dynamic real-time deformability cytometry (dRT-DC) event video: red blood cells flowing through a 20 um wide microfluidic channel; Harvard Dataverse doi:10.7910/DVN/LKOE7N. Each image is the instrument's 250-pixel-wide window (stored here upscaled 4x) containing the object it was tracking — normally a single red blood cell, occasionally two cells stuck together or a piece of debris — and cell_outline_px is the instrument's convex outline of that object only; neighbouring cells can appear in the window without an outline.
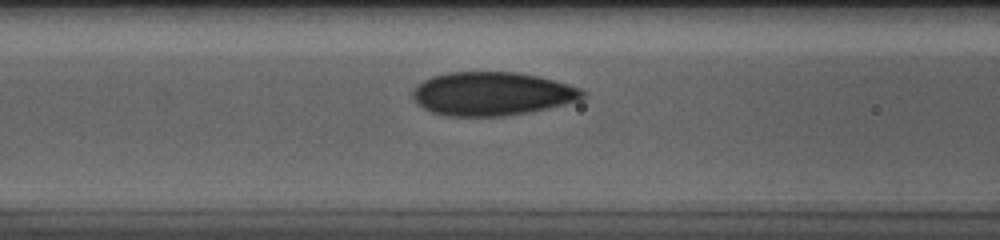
{"species": "human", "species_latin": "Homo sapiens", "temperature_condition": "cold", "stored_images_in_passage": 32, "camera_frame_rate_fps": 3000, "um_per_image_px": 0.085, "donor": {"sex": "male"}, "frame": {"image": 1, "passage_image": 9, "time_ms": 2.667, "image_size_px": [1000, 240], "cell_outline_px": [[584, 96], [576, 100], [528, 112], [500, 116], [448, 116], [432, 112], [424, 108], [412, 96], [412, 92], [424, 80], [432, 76], [448, 72], [516, 72], [540, 76], [568, 84], [580, 88], [584, 92]], "centroid_in_image_um": [41.8, 7.95], "position_along_channel_um": 124.8, "area_um2": 42.48}}
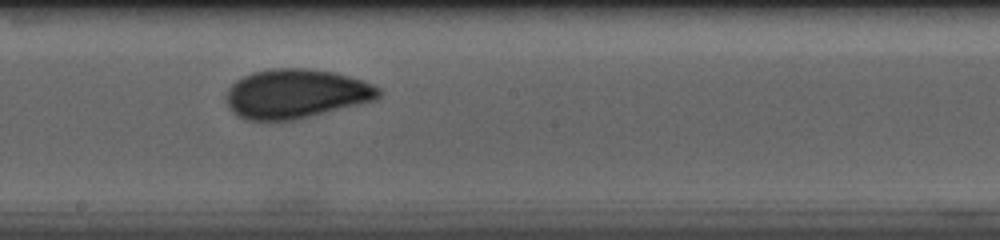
{"frame": {"image": 2, "passage_image": 17, "time_ms": 5.333, "image_size_px": [1000, 240], "cell_outline_px": [[384, 92], [376, 100], [360, 104], [292, 120], [264, 124], [244, 120], [236, 116], [232, 112], [224, 96], [228, 88], [236, 80], [252, 72], [272, 68], [308, 68], [336, 72], [364, 80], [380, 88]], "centroid_in_image_um": [25.12, 7.99], "position_along_channel_um": 223.1, "area_um2": 44.85}}
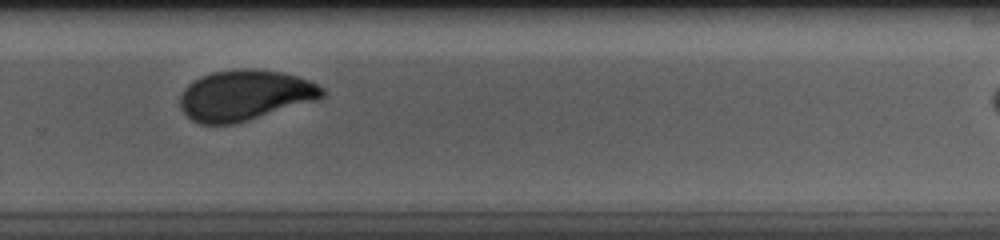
{"frame": {"image": 3, "passage_image": 24, "time_ms": 7.667, "image_size_px": [1000, 240], "cell_outline_px": [[324, 96], [320, 100], [248, 120], [232, 124], [200, 124], [192, 120], [180, 108], [180, 96], [184, 88], [192, 80], [200, 76], [212, 72], [244, 68], [248, 68], [280, 72], [296, 76], [308, 80], [324, 88]], "centroid_in_image_um": [20.81, 8.1], "position_along_channel_um": 309.0, "area_um2": 41.96}}